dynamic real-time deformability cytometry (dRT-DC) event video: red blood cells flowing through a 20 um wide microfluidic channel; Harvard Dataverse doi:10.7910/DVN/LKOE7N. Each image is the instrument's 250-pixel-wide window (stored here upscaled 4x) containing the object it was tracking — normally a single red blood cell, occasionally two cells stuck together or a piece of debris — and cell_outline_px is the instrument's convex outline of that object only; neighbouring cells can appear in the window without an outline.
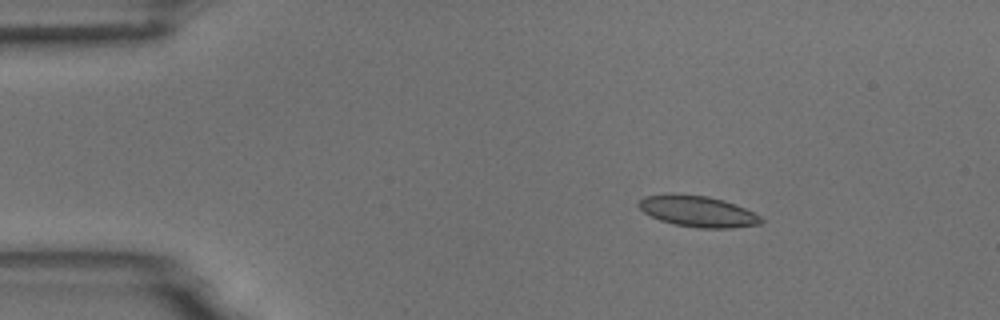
{"species": "common noctule bat (a hibernating species)", "species_latin": "Nyctalus noctula", "temperature_condition": "room temperature", "stored_images_in_passage": 7, "camera_frame_rate_fps": 3000, "um_per_image_px": 0.085, "animal": {"sex": "male", "body_mass_g": 18.8}, "frame": {"image": 1, "passage_image": 3, "time_ms": 0.667, "image_size_px": [1000, 320], "cell_outline_px": [[764, 220], [760, 224], [732, 228], [700, 228], [676, 224], [660, 220], [644, 212], [636, 204], [644, 196], [664, 192], [708, 196], [724, 200], [736, 204], [760, 216]], "centroid_in_image_um": [59.28, 17.94], "position_along_channel_um": 25.7, "area_um2": 22.31}}
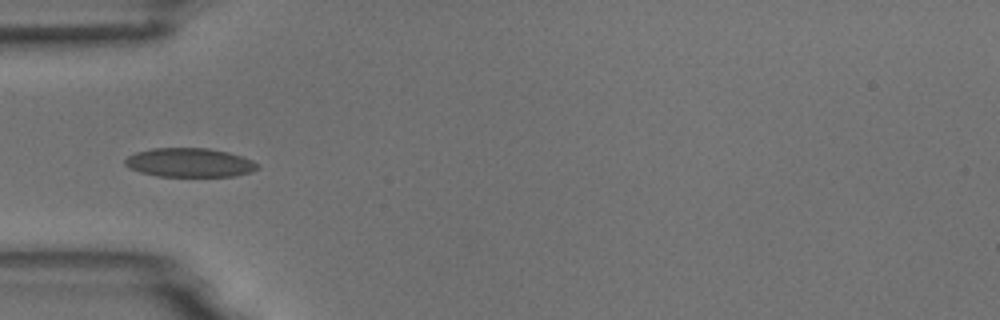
{"frame": {"image": 2, "passage_image": 5, "time_ms": 1.333, "image_size_px": [1000, 320], "cell_outline_px": [[260, 168], [252, 172], [236, 176], [156, 176], [140, 172], [128, 168], [124, 164], [124, 160], [128, 156], [136, 152], [152, 148], [208, 148], [228, 152], [252, 160], [260, 164]], "centroid_in_image_um": [16.12, 13.82], "position_along_channel_um": 68.9, "area_um2": 22.54}}